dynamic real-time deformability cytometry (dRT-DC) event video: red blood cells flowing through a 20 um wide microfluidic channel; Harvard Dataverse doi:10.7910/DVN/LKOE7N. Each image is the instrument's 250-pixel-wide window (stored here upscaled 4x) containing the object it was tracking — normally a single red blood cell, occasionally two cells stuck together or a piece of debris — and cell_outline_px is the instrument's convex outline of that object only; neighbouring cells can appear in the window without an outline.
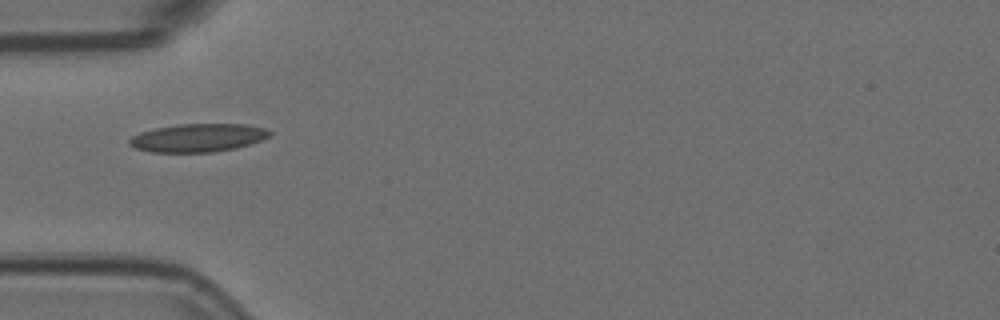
{"species": "Egyptian fruit bat (a non-hibernating species)", "species_latin": "Rousettus aegyptiacus", "temperature_condition": "room temperature", "stored_images_in_passage": 16, "camera_frame_rate_fps": 3000, "um_per_image_px": 0.085, "animal": {"sex": "female"}, "frame": {"image": 1, "passage_image": 6, "time_ms": 1.667, "image_size_px": [1000, 320], "cell_outline_px": [[272, 136], [252, 144], [236, 148], [216, 152], [152, 152], [136, 148], [128, 144], [128, 140], [132, 136], [140, 132], [156, 128], [176, 124], [244, 124], [264, 128], [272, 132]], "centroid_in_image_um": [16.86, 11.71], "position_along_channel_um": 68.1, "area_um2": 23.24}}
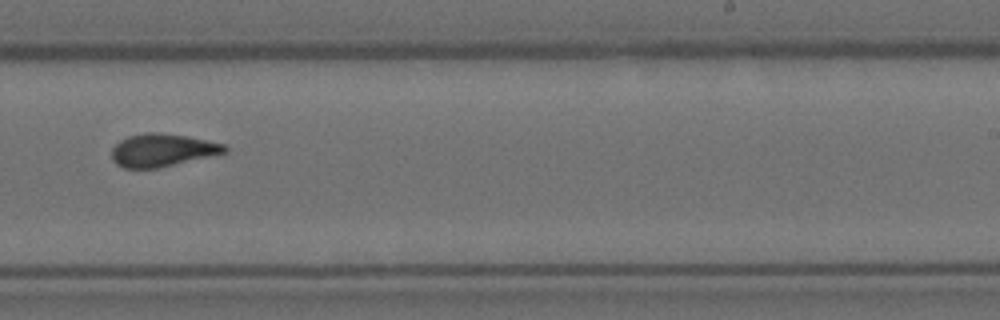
{"frame": {"image": 2, "passage_image": 11, "time_ms": 3.333, "image_size_px": [1000, 320], "cell_outline_px": [[228, 152], [156, 168], [124, 168], [116, 164], [112, 160], [112, 148], [120, 140], [128, 136], [144, 132], [160, 132], [188, 136], [224, 144], [228, 148]], "centroid_in_image_um": [13.78, 12.75], "position_along_channel_um": 275.2, "area_um2": 21.56}}
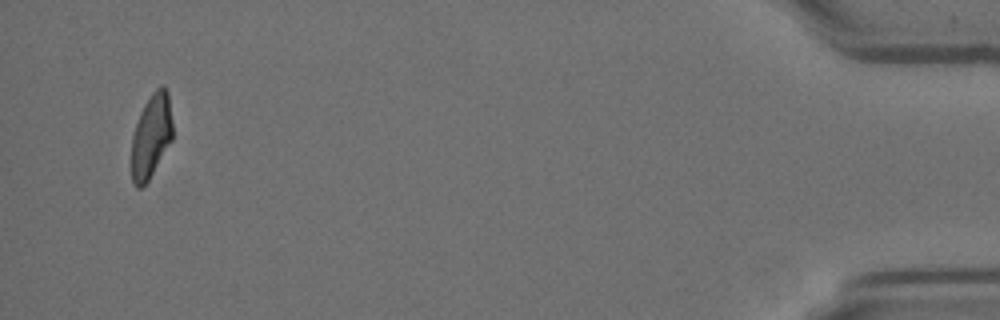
{"frame": {"image": 3, "passage_image": 16, "time_ms": 5.0, "image_size_px": [1000, 320], "cell_outline_px": [[172, 140], [148, 180], [140, 188], [136, 188], [132, 180], [132, 136], [140, 112], [144, 104], [152, 92], [160, 84], [164, 84], [168, 92], [172, 124]], "centroid_in_image_um": [12.85, 11.52], "position_along_channel_um": 422.3, "area_um2": 20.0}}